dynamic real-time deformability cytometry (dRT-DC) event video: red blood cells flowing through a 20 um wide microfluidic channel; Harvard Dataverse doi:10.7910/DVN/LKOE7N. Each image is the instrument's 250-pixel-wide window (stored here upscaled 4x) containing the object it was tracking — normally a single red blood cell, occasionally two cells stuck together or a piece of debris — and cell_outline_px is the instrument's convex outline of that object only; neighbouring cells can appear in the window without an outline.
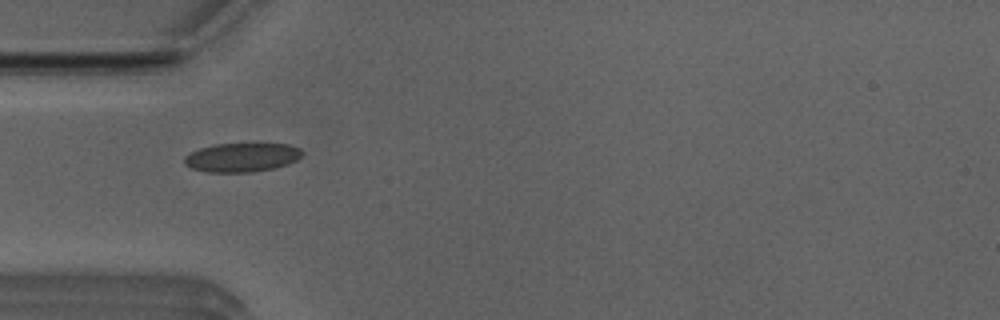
{"species": "Egyptian fruit bat (a non-hibernating species)", "species_latin": "Rousettus aegyptiacus", "temperature_condition": "room temperature", "stored_images_in_passage": 37, "camera_frame_rate_fps": 3000, "um_per_image_px": 0.085, "animal": {"sex": "male"}, "frame": {"image": 1, "passage_image": 1, "time_ms": 0.0, "image_size_px": [1000, 320], "cell_outline_px": [[304, 152], [296, 160], [288, 164], [272, 168], [252, 172], [208, 172], [192, 168], [184, 164], [184, 156], [200, 148], [216, 144], [288, 144], [300, 148]], "centroid_in_image_um": [20.56, 13.38], "position_along_channel_um": 64.4, "area_um2": 19.71}}
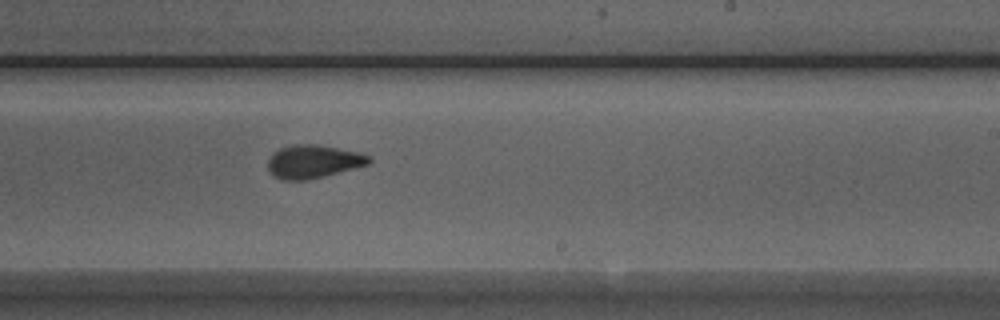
{"frame": {"image": 2, "passage_image": 16, "time_ms": 5.0, "image_size_px": [1000, 320], "cell_outline_px": [[372, 160], [368, 164], [324, 176], [308, 180], [280, 180], [272, 176], [268, 172], [268, 160], [272, 152], [280, 148], [292, 144], [320, 144], [356, 152], [372, 156]], "centroid_in_image_um": [26.57, 13.73], "position_along_channel_um": 262.4, "area_um2": 19.77}}
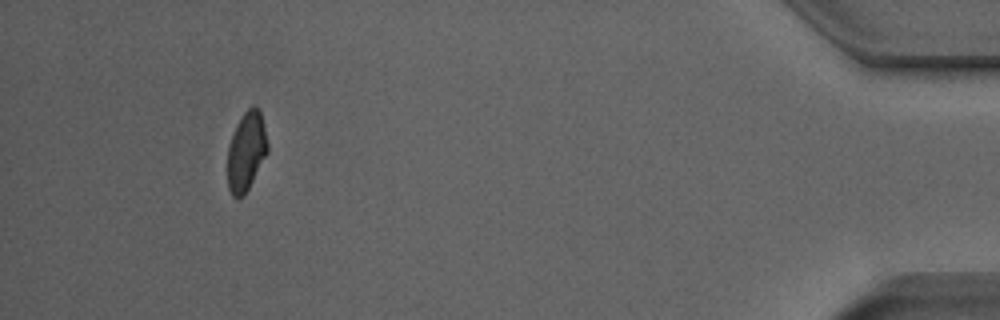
{"frame": {"image": 3, "passage_image": 33, "time_ms": 10.667, "image_size_px": [1000, 320], "cell_outline_px": [[268, 152], [244, 196], [232, 196], [228, 188], [228, 144], [236, 124], [244, 112], [252, 104], [260, 108], [268, 144]], "centroid_in_image_um": [20.94, 12.82], "position_along_channel_um": 414.3, "area_um2": 18.5}, "authors_computed_cell_mechanics": {"area_um2": 19.074, "velocity_mm_per_s": 3.9634, "shape_relaxation_time_tau1_ms": 4.3112, "shape_relaxation_time_tau2_ms": 1.3835, "deformation_change_tau1": 0.1181, "deformation_change_tau2": 0.0615}}